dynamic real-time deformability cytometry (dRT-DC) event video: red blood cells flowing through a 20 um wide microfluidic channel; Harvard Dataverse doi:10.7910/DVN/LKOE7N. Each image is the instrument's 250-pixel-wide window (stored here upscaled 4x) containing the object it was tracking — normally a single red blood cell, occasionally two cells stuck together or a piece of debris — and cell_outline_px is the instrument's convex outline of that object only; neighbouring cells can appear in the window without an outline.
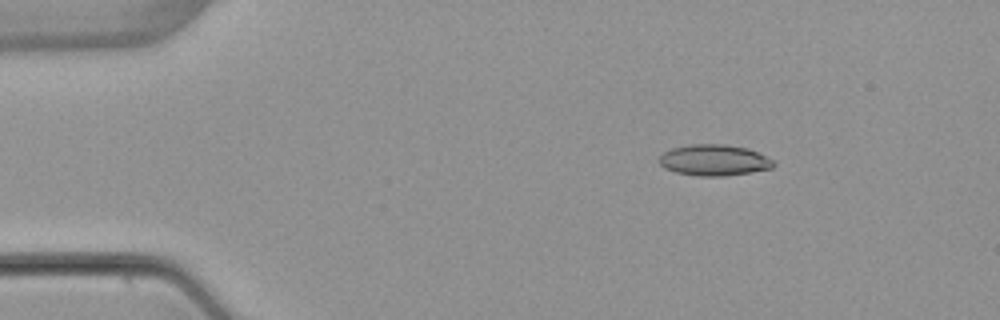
{"species": "common noctule bat (a hibernating species)", "species_latin": "Nyctalus noctula", "temperature_condition": "warm", "stored_images_in_passage": 5, "camera_frame_rate_fps": 3000, "um_per_image_px": 0.085, "animal": {"sex": "female", "body_mass_g": 22.7, "forearm_length_mm": 54.2}, "frame": {"image": 1, "passage_image": 3, "time_ms": 2.333, "image_size_px": [1000, 320], "cell_outline_px": [[776, 164], [772, 168], [752, 172], [724, 176], [700, 176], [676, 172], [664, 168], [660, 164], [660, 156], [664, 152], [672, 148], [688, 144], [724, 144], [748, 148], [772, 160]], "centroid_in_image_um": [60.69, 13.61], "position_along_channel_um": 24.3, "area_um2": 20.63}}